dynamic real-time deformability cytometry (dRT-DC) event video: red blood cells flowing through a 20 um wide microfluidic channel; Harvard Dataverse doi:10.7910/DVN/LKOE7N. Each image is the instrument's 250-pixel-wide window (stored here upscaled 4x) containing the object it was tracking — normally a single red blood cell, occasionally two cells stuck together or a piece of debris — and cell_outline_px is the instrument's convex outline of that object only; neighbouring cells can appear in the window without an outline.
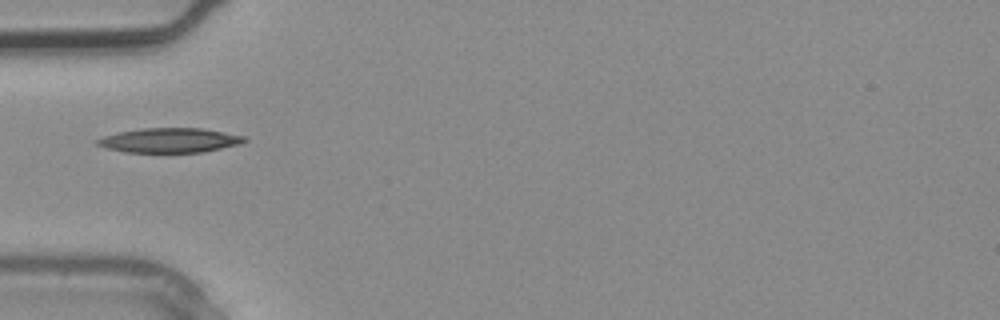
{"species": "common noctule bat (a hibernating species)", "species_latin": "Nyctalus noctula", "temperature_condition": "warm", "stored_images_in_passage": 3, "camera_frame_rate_fps": 3000, "um_per_image_px": 0.085, "animal": {"sex": "male", "body_mass_g": 20.4}, "frame": {"image": 1, "passage_image": 3, "time_ms": 0.667, "image_size_px": [1000, 320], "cell_outline_px": [[248, 140], [240, 144], [204, 152], [124, 152], [108, 148], [96, 144], [96, 140], [104, 136], [120, 132], [144, 128], [204, 128], [244, 136]], "centroid_in_image_um": [14.46, 11.92], "position_along_channel_um": 70.5, "area_um2": 20.92}}